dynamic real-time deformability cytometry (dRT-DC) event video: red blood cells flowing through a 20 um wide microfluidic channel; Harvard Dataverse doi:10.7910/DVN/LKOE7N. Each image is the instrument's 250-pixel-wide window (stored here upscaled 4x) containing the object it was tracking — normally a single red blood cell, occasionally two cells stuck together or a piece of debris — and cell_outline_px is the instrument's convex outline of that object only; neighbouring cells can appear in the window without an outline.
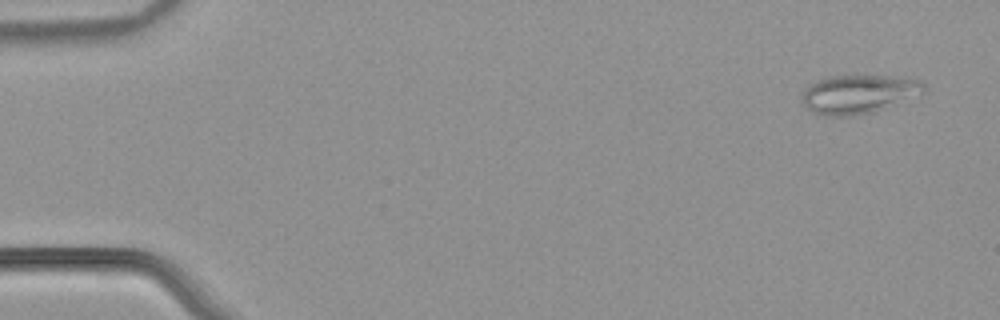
{"species": "common noctule bat (a hibernating species)", "species_latin": "Nyctalus noctula", "temperature_condition": "warm", "stored_images_in_passage": 53, "camera_frame_rate_fps": 3000, "um_per_image_px": 0.085, "animal": {"sex": "male", "body_mass_g": 21.5, "forearm_length_mm": 52.0}, "frame": {"image": 1, "passage_image": 3, "time_ms": 0.667, "image_size_px": [1000, 320], "cell_outline_px": [[928, 88], [924, 92], [872, 112], [848, 116], [824, 116], [812, 112], [804, 104], [800, 96], [800, 92], [808, 84], [816, 80], [828, 76], [852, 72], [892, 76], [920, 80]], "centroid_in_image_um": [72.9, 7.93], "position_along_channel_um": 12.1, "area_um2": 28.38}}
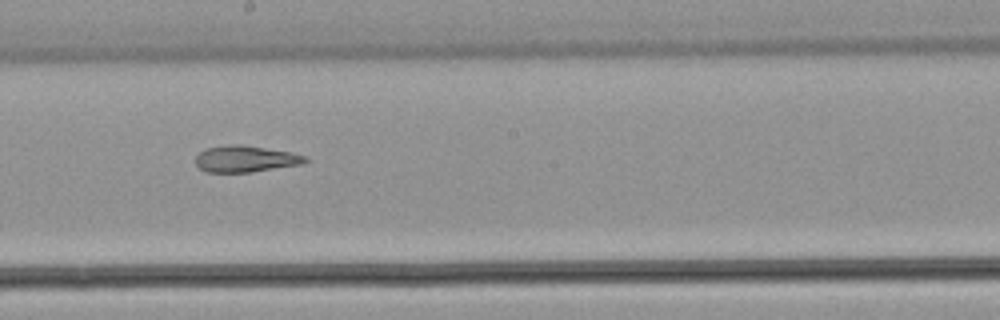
{"frame": {"image": 2, "passage_image": 30, "time_ms": 9.667, "image_size_px": [1000, 320], "cell_outline_px": [[308, 160], [300, 164], [252, 172], [204, 172], [196, 164], [196, 156], [204, 148], [228, 144], [244, 144], [292, 152], [308, 156]], "centroid_in_image_um": [20.86, 13.49], "position_along_channel_um": 227.3, "area_um2": 17.11}}
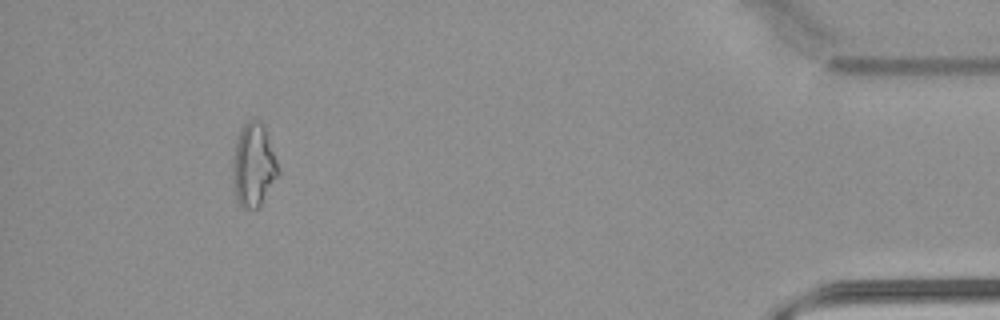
{"frame": {"image": 3, "passage_image": 49, "time_ms": 16.0, "image_size_px": [1000, 320], "cell_outline_px": [[280, 176], [260, 204], [256, 208], [244, 208], [236, 200], [232, 180], [232, 160], [236, 140], [244, 124], [248, 120], [260, 120], [264, 124], [280, 172]], "centroid_in_image_um": [21.55, 14.04], "position_along_channel_um": 413.7, "area_um2": 22.2}, "authors_computed_cell_mechanics": {"area_um2": 20.3456, "velocity_mm_per_s": 3.9063, "shape_relaxation_time_tau1_ms": null, "shape_relaxation_time_tau2_ms": 3.0734, "deformation_change_tau1": null, "deformation_change_tau2": 0.1243}}